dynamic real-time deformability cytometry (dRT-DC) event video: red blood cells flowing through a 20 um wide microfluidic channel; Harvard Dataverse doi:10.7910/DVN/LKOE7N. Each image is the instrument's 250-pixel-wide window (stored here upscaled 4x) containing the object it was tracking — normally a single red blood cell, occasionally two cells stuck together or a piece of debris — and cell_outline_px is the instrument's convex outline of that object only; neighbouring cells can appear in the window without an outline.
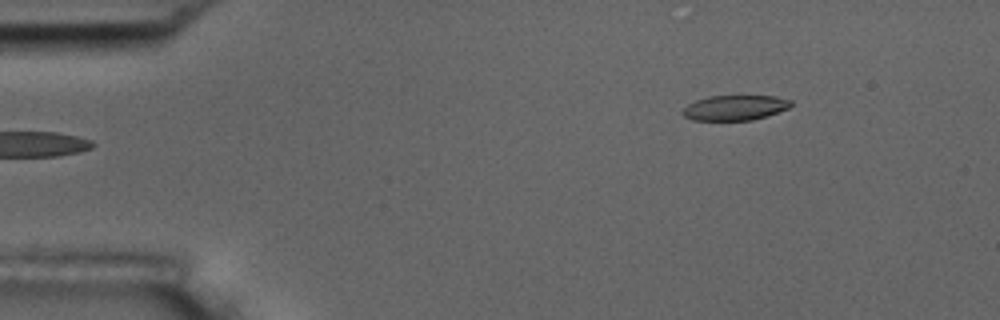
{"species": "common noctule bat (a hibernating species)", "species_latin": "Nyctalus noctula", "temperature_condition": "room temperature", "stored_images_in_passage": 5, "camera_frame_rate_fps": 3000, "um_per_image_px": 0.085, "animal": {"sex": "male", "body_mass_g": 17.5, "forearm_length_mm": 52.3}, "frame": {"image": 1, "passage_image": 5, "time_ms": 5.667, "image_size_px": [1000, 320], "cell_outline_px": [[792, 104], [788, 108], [768, 116], [752, 120], [692, 120], [684, 116], [680, 112], [688, 104], [696, 100], [708, 96], [776, 96], [792, 100]], "centroid_in_image_um": [62.47, 9.15], "position_along_channel_um": 22.5, "area_um2": 15.9}}